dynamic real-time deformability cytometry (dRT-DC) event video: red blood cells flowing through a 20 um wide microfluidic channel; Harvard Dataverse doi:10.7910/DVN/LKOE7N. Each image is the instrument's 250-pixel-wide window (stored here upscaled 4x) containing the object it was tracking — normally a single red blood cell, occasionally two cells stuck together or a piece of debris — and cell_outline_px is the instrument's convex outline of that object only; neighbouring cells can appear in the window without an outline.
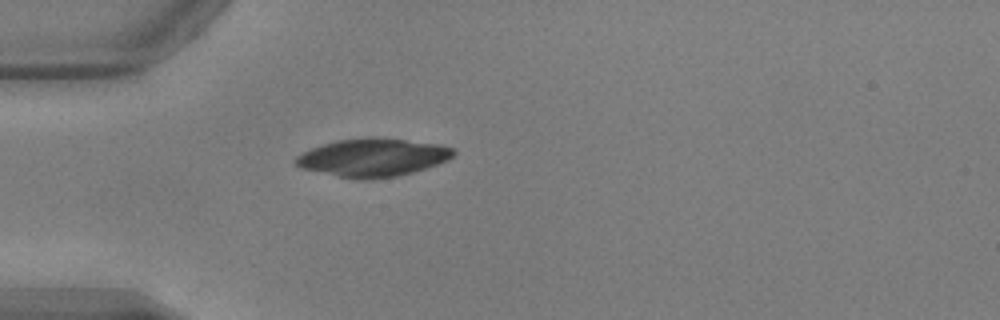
{"species": "common noctule bat (a hibernating species)", "species_latin": "Nyctalus noctula", "temperature_condition": "warm", "stored_images_in_passage": 31, "camera_frame_rate_fps": 3000, "um_per_image_px": 0.085, "animal": {"sex": "male", "body_mass_g": 17.9, "forearm_length_mm": 54.2}, "frame": {"image": 1, "passage_image": 1, "time_ms": 0.0, "image_size_px": [1000, 320], "cell_outline_px": [[456, 152], [448, 160], [412, 172], [396, 176], [368, 180], [360, 180], [336, 176], [300, 168], [292, 164], [292, 160], [296, 156], [312, 148], [336, 140], [368, 136], [376, 136], [440, 144], [452, 148]], "centroid_in_image_um": [31.64, 13.38], "position_along_channel_um": 53.4, "area_um2": 35.32}}
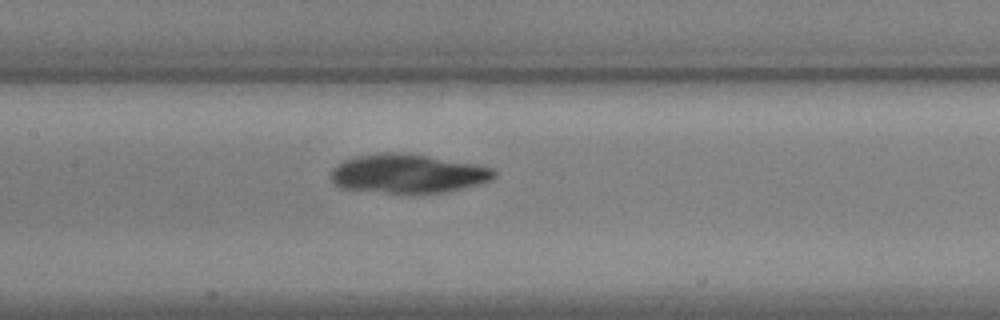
{"frame": {"image": 2, "passage_image": 11, "time_ms": 3.333, "image_size_px": [1000, 320], "cell_outline_px": [[496, 176], [488, 180], [476, 184], [460, 188], [440, 192], [388, 192], [340, 188], [332, 180], [332, 168], [336, 164], [344, 160], [356, 156], [392, 152], [396, 152], [428, 156], [476, 164], [492, 168], [496, 172]], "centroid_in_image_um": [34.64, 14.74], "position_along_channel_um": 172.8, "area_um2": 36.18}}
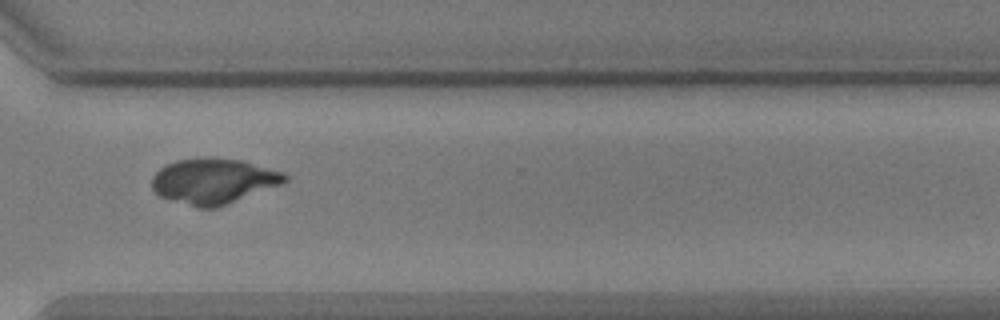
{"frame": {"image": 3, "passage_image": 25, "time_ms": 8.0, "image_size_px": [1000, 320], "cell_outline_px": [[288, 180], [284, 184], [228, 204], [216, 208], [196, 208], [160, 196], [152, 188], [152, 176], [160, 168], [176, 160], [240, 160], [284, 172], [288, 176]], "centroid_in_image_um": [18.19, 15.44], "position_along_channel_um": 352.4, "area_um2": 34.62}}